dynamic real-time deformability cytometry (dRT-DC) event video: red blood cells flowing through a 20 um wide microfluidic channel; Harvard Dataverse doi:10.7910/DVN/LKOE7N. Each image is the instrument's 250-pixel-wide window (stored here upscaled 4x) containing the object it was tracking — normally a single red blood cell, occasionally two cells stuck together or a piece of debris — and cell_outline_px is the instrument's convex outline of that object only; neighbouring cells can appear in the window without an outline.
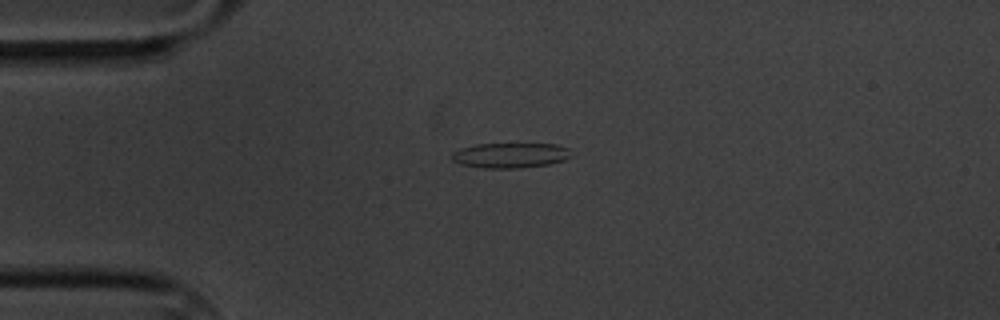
{"species": "common noctule bat (a hibernating species)", "species_latin": "Nyctalus noctula", "temperature_condition": "cold", "stored_images_in_passage": 2, "camera_frame_rate_fps": 3000, "um_per_image_px": 0.085, "animal": {"sex": "male", "body_mass_g": 20.1, "forearm_length_mm": 53.5}, "frame": {"image": 1, "passage_image": 1, "time_ms": 0.0, "image_size_px": [1000, 320], "cell_outline_px": [[572, 156], [564, 160], [548, 164], [516, 168], [484, 168], [460, 164], [452, 160], [452, 152], [460, 148], [476, 144], [556, 144], [568, 148]], "centroid_in_image_um": [43.36, 13.2], "position_along_channel_um": 41.6, "area_um2": 17.4}}